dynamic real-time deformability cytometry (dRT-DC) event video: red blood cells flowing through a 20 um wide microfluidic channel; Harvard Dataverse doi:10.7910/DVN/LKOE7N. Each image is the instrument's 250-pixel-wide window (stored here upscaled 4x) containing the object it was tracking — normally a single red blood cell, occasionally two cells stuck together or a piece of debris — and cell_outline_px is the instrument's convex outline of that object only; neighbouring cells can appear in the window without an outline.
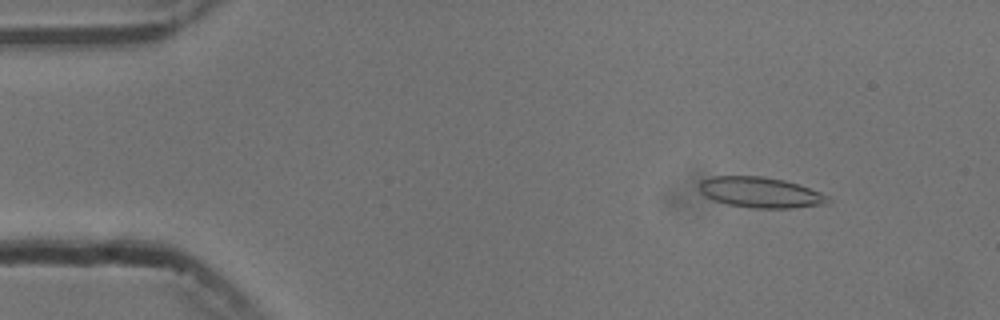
{"species": "common noctule bat (a hibernating species)", "species_latin": "Nyctalus noctula", "temperature_condition": "cold", "stored_images_in_passage": 55, "camera_frame_rate_fps": 3000, "um_per_image_px": 0.085, "animal": {"sex": "male", "body_mass_g": 13.3}, "frame": {"image": 1, "passage_image": 7, "time_ms": 2.0, "image_size_px": [1000, 320], "cell_outline_px": [[832, 200], [828, 204], [792, 208], [752, 208], [728, 204], [712, 200], [700, 192], [700, 180], [712, 176], [764, 176], [784, 180], [820, 192], [828, 196]], "centroid_in_image_um": [64.64, 16.36], "position_along_channel_um": 20.4, "area_um2": 23.0}}
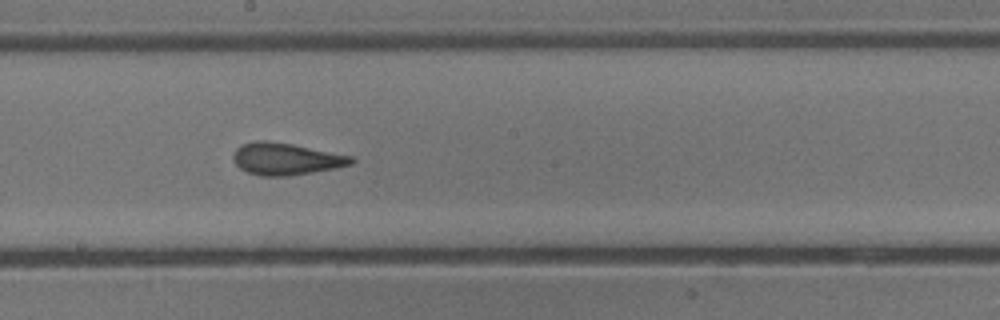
{"frame": {"image": 2, "passage_image": 30, "time_ms": 9.667, "image_size_px": [1000, 320], "cell_outline_px": [[356, 160], [352, 164], [336, 168], [288, 176], [260, 176], [248, 172], [240, 168], [232, 160], [232, 152], [240, 144], [256, 140], [268, 140], [292, 144], [352, 156]], "centroid_in_image_um": [24.26, 13.5], "position_along_channel_um": 223.9, "area_um2": 22.2}}
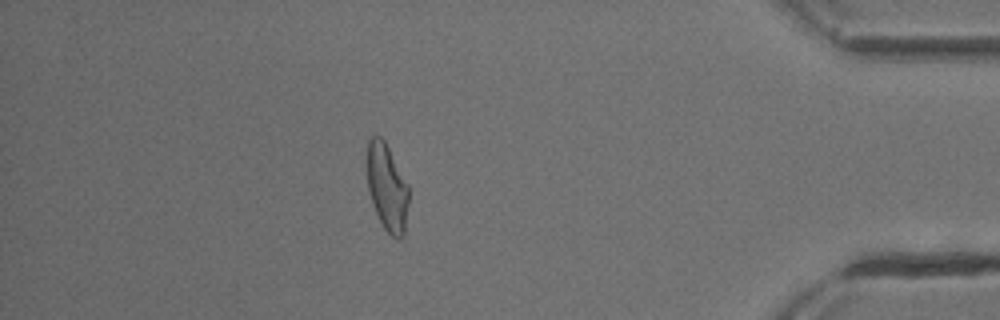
{"frame": {"image": 3, "passage_image": 48, "time_ms": 15.667, "image_size_px": [1000, 320], "cell_outline_px": [[408, 204], [404, 236], [400, 240], [392, 236], [384, 228], [372, 204], [368, 192], [368, 140], [372, 136], [380, 136], [384, 140], [408, 184]], "centroid_in_image_um": [32.91, 15.96], "position_along_channel_um": 402.3, "area_um2": 20.92}, "authors_computed_cell_mechanics": {"area_um2": 22.0218, "velocity_mm_per_s": 3.7518, "shape_relaxation_time_tau1_ms": null, "shape_relaxation_time_tau2_ms": 1.3155, "deformation_change_tau1": null, "deformation_change_tau2": 0.0971}}